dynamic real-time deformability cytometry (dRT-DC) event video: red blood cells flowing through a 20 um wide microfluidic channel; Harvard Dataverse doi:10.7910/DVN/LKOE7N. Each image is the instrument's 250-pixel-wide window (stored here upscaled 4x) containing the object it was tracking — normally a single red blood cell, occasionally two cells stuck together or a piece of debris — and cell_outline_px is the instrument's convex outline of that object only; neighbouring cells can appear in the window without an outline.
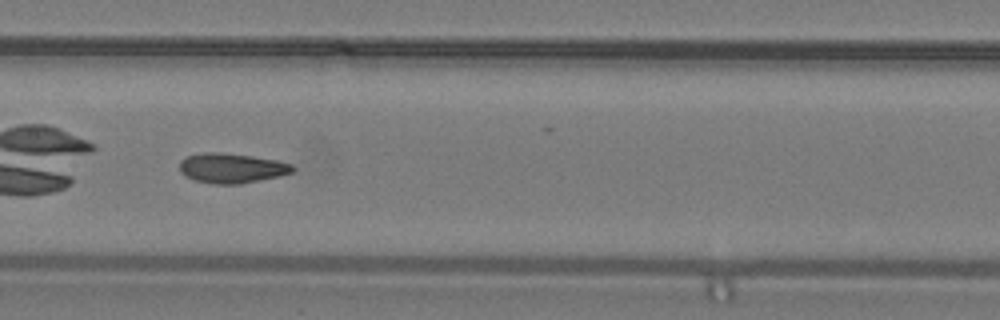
{"species": "common noctule bat (a hibernating species)", "species_latin": "Nyctalus noctula", "temperature_condition": "warm", "stored_images_in_passage": 34, "camera_frame_rate_fps": 3000, "um_per_image_px": 0.085, "animal": {"sex": "male", "body_mass_g": 19.2, "forearm_length_mm": 51.8}, "frame": {"image": 1, "passage_image": 10, "time_ms": 3.0, "image_size_px": [1000, 320], "cell_outline_px": [[296, 168], [292, 172], [280, 176], [240, 184], [212, 184], [196, 180], [184, 176], [180, 172], [180, 160], [188, 156], [204, 152], [220, 152], [252, 156], [276, 160], [292, 164]], "centroid_in_image_um": [19.69, 14.29], "position_along_channel_um": 187.7, "area_um2": 19.71}, "authors_computed_cell_mechanics": {"area_um2": 19.074, "velocity_mm_per_s": 4.2608, "shape_relaxation_time_tau1_ms": null, "shape_relaxation_time_tau2_ms": 1.7569, "deformation_change_tau1": null, "deformation_change_tau2": 0.085}}